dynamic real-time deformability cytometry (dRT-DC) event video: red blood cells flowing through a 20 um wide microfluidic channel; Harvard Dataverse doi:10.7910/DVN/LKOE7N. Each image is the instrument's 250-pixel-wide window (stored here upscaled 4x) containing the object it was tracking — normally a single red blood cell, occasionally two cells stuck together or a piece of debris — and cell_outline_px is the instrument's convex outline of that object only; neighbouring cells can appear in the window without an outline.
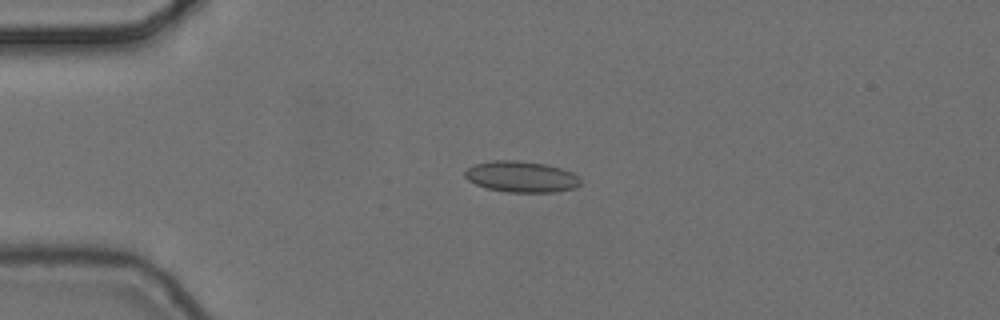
{"species": "common noctule bat (a hibernating species)", "species_latin": "Nyctalus noctula", "temperature_condition": "cold", "stored_images_in_passage": 3, "camera_frame_rate_fps": 3000, "um_per_image_px": 0.085, "animal": {"sex": "female", "body_mass_g": 24.6, "forearm_length_mm": 56.2}, "frame": {"image": 1, "passage_image": 3, "time_ms": 0.667, "image_size_px": [1000, 320], "cell_outline_px": [[580, 184], [576, 188], [556, 192], [508, 192], [488, 188], [476, 184], [468, 180], [464, 176], [464, 172], [468, 168], [476, 164], [492, 160], [520, 160], [548, 164], [572, 172], [580, 176]], "centroid_in_image_um": [44.35, 15.01], "position_along_channel_um": 40.7, "area_um2": 21.1}}